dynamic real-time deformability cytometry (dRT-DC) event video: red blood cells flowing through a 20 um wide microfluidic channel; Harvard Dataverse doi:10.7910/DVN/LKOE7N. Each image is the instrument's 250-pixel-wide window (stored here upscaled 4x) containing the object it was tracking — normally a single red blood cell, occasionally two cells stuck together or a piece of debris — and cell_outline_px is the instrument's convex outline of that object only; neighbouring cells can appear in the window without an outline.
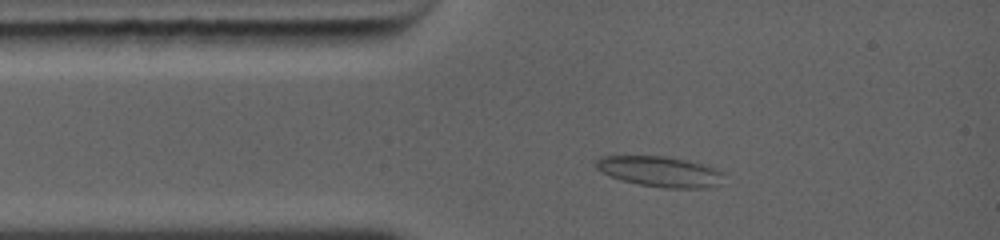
{"species": "common noctule bat (a hibernating species)", "species_latin": "Nyctalus noctula", "temperature_condition": "warm", "stored_images_in_passage": 4, "camera_frame_rate_fps": 5000, "um_per_image_px": 0.085, "animal": {"sex": "female", "body_mass_g": 19.0, "forearm_length_mm": 56.7}, "frame": {"image": 1, "passage_image": 3, "time_ms": 1.6, "image_size_px": [1000, 240], "cell_outline_px": [[724, 172], [720, 184], [708, 188], [664, 188], [640, 184], [624, 180], [600, 172], [596, 168], [596, 160], [600, 156], [668, 156], [708, 164]], "centroid_in_image_um": [56.16, 14.57], "position_along_channel_um": 28.8, "area_um2": 22.89}}